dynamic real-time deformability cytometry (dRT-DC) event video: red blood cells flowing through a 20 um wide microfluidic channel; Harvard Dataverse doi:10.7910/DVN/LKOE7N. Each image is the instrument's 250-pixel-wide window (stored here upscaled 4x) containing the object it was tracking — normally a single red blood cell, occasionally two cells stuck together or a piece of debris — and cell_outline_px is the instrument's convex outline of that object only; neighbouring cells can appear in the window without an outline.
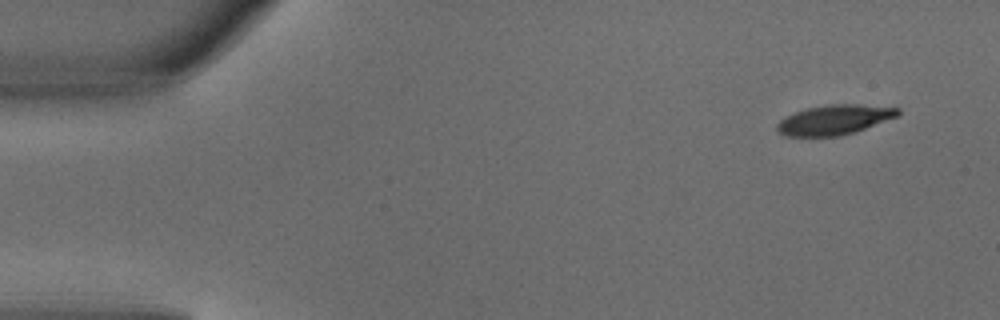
{"species": "common noctule bat (a hibernating species)", "species_latin": "Nyctalus noctula", "temperature_condition": "warm", "stored_images_in_passage": 5, "segment_of_instrument_passage": [1, 2], "camera_frame_rate_fps": 3000, "um_per_image_px": 0.085, "animal": {"sex": "male", "body_mass_g": 18.8}, "frame": {"image": 1, "passage_image": 1, "time_ms": 0.0, "image_size_px": [1000, 320], "cell_outline_px": [[900, 116], [856, 132], [840, 136], [784, 136], [776, 132], [776, 124], [784, 116], [808, 108], [828, 104], [856, 104], [900, 108]], "centroid_in_image_um": [70.93, 10.19], "position_along_channel_um": 14.1, "area_um2": 21.27}}
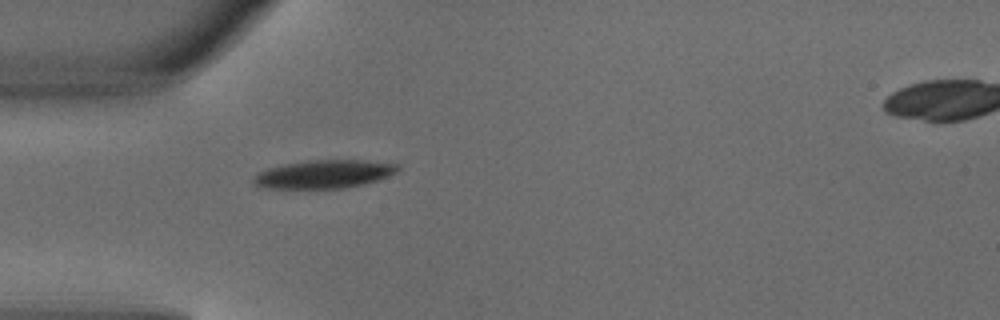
{"frame": {"image": 2, "passage_image": 4, "time_ms": 1.0, "image_size_px": [1000, 320], "cell_outline_px": [[400, 168], [396, 172], [388, 176], [364, 184], [344, 188], [264, 188], [256, 184], [252, 180], [260, 172], [268, 168], [284, 164], [308, 160], [364, 160], [400, 164]], "centroid_in_image_um": [27.58, 14.79], "position_along_channel_um": 57.4, "area_um2": 23.58}}